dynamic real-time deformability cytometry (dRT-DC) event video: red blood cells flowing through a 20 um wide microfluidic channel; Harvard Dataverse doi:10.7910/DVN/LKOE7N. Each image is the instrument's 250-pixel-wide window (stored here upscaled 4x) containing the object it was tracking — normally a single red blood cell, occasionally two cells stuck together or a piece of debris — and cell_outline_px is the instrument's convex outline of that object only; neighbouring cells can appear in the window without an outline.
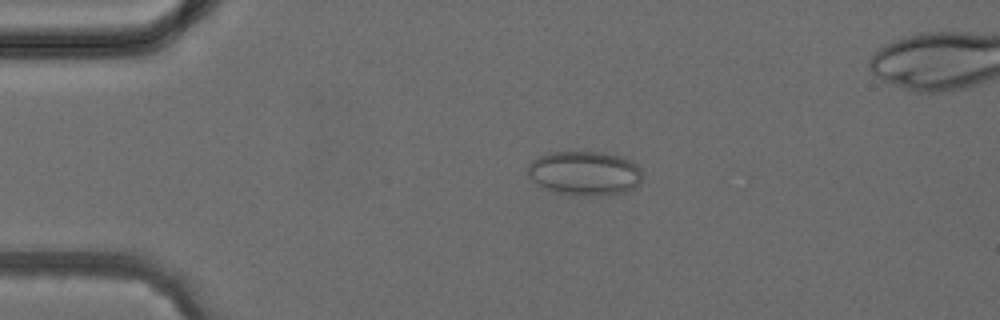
{"species": "common noctule bat (a hibernating species)", "species_latin": "Nyctalus noctula", "temperature_condition": "cold", "stored_images_in_passage": 5, "camera_frame_rate_fps": 3000, "um_per_image_px": 0.085, "animal": {"sex": "female", "body_mass_g": 24.6, "forearm_length_mm": 56.2}, "frame": {"image": 1, "passage_image": 3, "time_ms": 2.333, "image_size_px": [1000, 320], "cell_outline_px": [[644, 176], [640, 184], [636, 188], [624, 192], [596, 196], [580, 196], [556, 192], [532, 180], [528, 176], [528, 164], [532, 160], [548, 152], [604, 152], [620, 156], [632, 160], [640, 168]], "centroid_in_image_um": [49.76, 14.72], "position_along_channel_um": 35.2, "area_um2": 29.82}}